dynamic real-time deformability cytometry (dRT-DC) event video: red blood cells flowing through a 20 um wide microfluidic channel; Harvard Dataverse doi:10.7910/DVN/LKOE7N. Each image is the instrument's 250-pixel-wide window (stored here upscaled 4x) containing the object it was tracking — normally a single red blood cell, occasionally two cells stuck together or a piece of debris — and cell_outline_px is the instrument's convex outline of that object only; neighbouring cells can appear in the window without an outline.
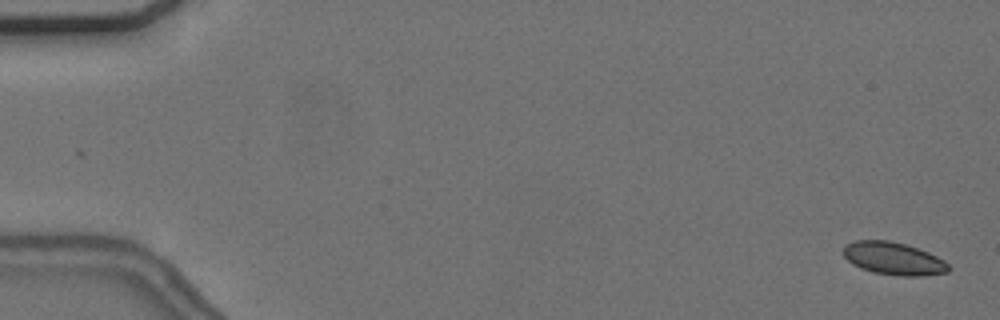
{"species": "common noctule bat (a hibernating species)", "species_latin": "Nyctalus noctula", "temperature_condition": "cold", "stored_images_in_passage": 10, "camera_frame_rate_fps": 3000, "um_per_image_px": 0.085, "animal": {"sex": "female", "body_mass_g": 24.6, "forearm_length_mm": 56.2}, "frame": {"image": 1, "passage_image": 1, "time_ms": 0.0, "image_size_px": [1000, 320], "cell_outline_px": [[952, 268], [948, 272], [924, 276], [900, 276], [872, 272], [860, 268], [852, 264], [844, 256], [844, 244], [856, 240], [888, 240], [904, 244], [928, 252], [944, 260]], "centroid_in_image_um": [75.95, 21.98], "position_along_channel_um": 9.0, "area_um2": 20.11}}